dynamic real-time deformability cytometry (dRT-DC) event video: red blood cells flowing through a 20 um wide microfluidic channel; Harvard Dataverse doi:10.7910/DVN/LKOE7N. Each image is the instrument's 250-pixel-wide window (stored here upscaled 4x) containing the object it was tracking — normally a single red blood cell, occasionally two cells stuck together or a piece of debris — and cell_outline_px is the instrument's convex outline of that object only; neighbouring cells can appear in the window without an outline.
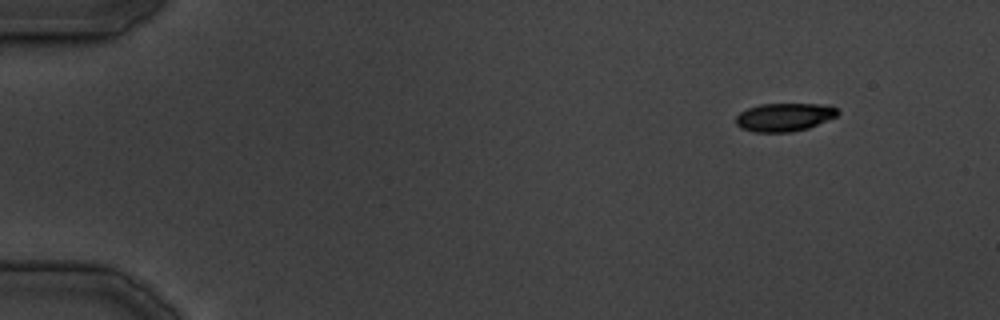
{"species": "common noctule bat (a hibernating species)", "species_latin": "Nyctalus noctula", "temperature_condition": "cold", "stored_images_in_passage": 8, "camera_frame_rate_fps": 3000, "um_per_image_px": 0.085, "animal": {"sex": "male", "body_mass_g": 19.5, "forearm_length_mm": 54.6}, "frame": {"image": 1, "passage_image": 1, "time_ms": 0.0, "image_size_px": [1000, 320], "cell_outline_px": [[840, 112], [836, 116], [808, 128], [792, 132], [756, 132], [740, 128], [736, 124], [736, 116], [740, 112], [748, 108], [760, 104], [832, 104]], "centroid_in_image_um": [66.67, 9.95], "position_along_channel_um": 18.3, "area_um2": 16.82}}